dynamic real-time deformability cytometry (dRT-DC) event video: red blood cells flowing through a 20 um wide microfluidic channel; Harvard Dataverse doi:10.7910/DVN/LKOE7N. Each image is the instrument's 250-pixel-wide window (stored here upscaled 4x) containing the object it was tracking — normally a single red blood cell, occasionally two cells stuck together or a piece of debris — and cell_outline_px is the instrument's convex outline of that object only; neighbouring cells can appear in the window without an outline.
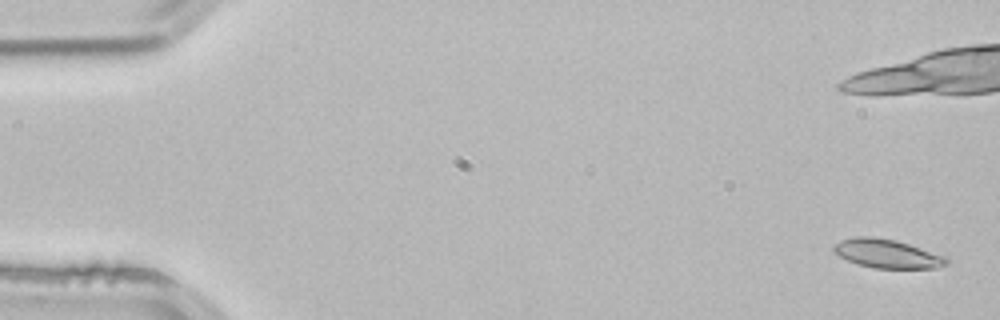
{"species": "common noctule bat (a hibernating species)", "species_latin": "Nyctalus noctula", "temperature_condition": "room temperature", "stored_images_in_passage": 2, "camera_frame_rate_fps": 3000, "um_per_image_px": 0.085, "animal": {"sex": "male", "body_mass_g": 21.5, "forearm_length_mm": 52.0}, "frame": {"image": 1, "passage_image": 2, "time_ms": 0.333, "image_size_px": [1000, 320], "cell_outline_px": [[948, 264], [936, 268], [872, 268], [848, 260], [840, 256], [832, 248], [840, 240], [856, 236], [872, 236], [896, 240], [948, 256]], "centroid_in_image_um": [75.46, 21.55], "position_along_channel_um": 9.5, "area_um2": 18.9}}